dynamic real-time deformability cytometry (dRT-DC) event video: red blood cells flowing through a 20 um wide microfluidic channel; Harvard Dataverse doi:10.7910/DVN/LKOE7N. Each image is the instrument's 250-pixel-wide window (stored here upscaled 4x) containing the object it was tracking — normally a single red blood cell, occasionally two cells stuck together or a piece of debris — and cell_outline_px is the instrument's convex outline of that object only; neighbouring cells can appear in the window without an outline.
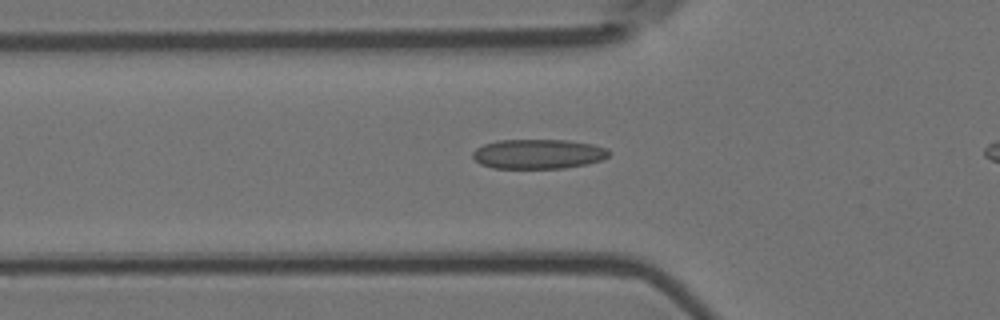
{"species": "Egyptian fruit bat (a non-hibernating species)", "species_latin": "Rousettus aegyptiacus", "temperature_condition": "room temperature", "stored_images_in_passage": 43, "camera_frame_rate_fps": 3000, "um_per_image_px": 0.085, "animal": {"sex": "female"}, "frame": {"image": 1, "passage_image": 14, "time_ms": 4.333, "image_size_px": [1000, 320], "cell_outline_px": [[608, 156], [600, 160], [584, 164], [564, 168], [492, 168], [480, 164], [472, 156], [472, 152], [476, 148], [484, 144], [500, 140], [568, 140], [592, 144], [608, 148]], "centroid_in_image_um": [45.72, 13.08], "position_along_channel_um": 80.1, "area_um2": 23.41}}
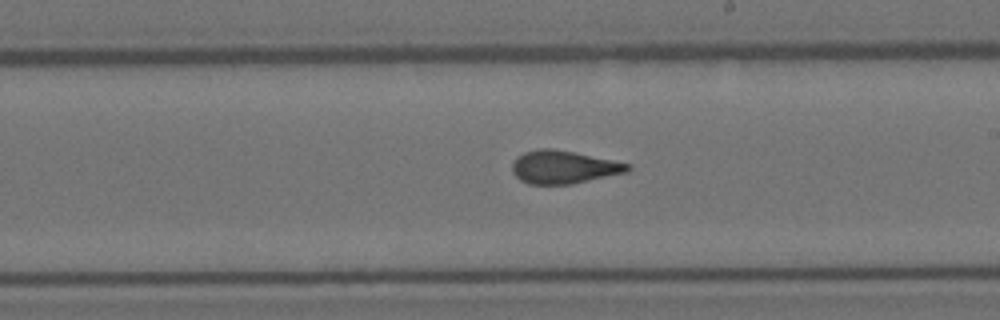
{"frame": {"image": 2, "passage_image": 27, "time_ms": 8.667, "image_size_px": [1000, 320], "cell_outline_px": [[632, 168], [628, 172], [572, 184], [528, 184], [520, 180], [512, 172], [512, 164], [516, 156], [524, 152], [540, 148], [552, 148], [632, 164]], "centroid_in_image_um": [47.9, 14.21], "position_along_channel_um": 241.1, "area_um2": 22.25}}
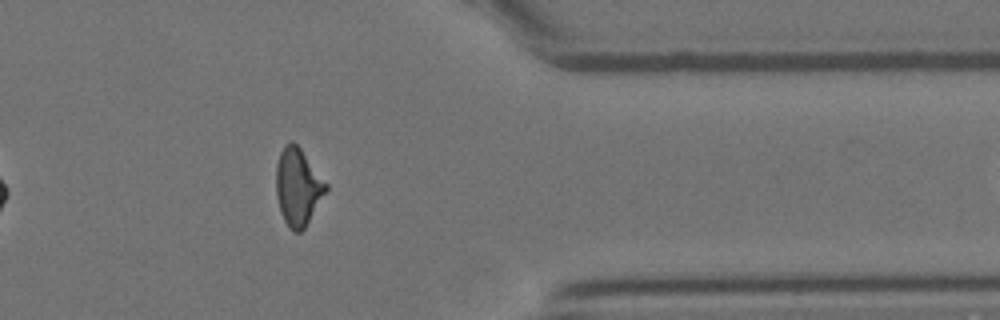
{"frame": {"image": 3, "passage_image": 40, "time_ms": 13.0, "image_size_px": [1000, 320], "cell_outline_px": [[328, 188], [304, 228], [300, 232], [292, 232], [288, 228], [280, 212], [276, 196], [276, 164], [280, 152], [284, 144], [292, 140], [300, 148], [328, 184]], "centroid_in_image_um": [25.3, 15.88], "position_along_channel_um": 386.1, "area_um2": 22.43}}